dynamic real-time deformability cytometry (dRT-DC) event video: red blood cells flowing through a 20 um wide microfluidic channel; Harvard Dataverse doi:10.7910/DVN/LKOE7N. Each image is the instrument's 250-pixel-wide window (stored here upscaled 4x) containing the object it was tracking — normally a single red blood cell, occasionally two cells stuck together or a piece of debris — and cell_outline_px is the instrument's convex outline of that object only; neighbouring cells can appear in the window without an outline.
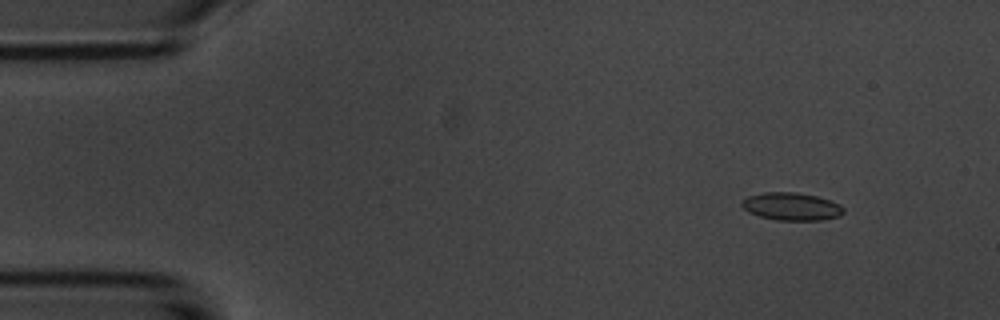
{"species": "common noctule bat (a hibernating species)", "species_latin": "Nyctalus noctula", "temperature_condition": "room temperature", "stored_images_in_passage": 6, "camera_frame_rate_fps": 3000, "um_per_image_px": 0.085, "animal": {"sex": "male", "body_mass_g": 20.1, "forearm_length_mm": 53.5}, "frame": {"image": 1, "passage_image": 6, "time_ms": 6.667, "image_size_px": [1000, 320], "cell_outline_px": [[844, 212], [840, 216], [820, 220], [776, 220], [760, 216], [748, 212], [740, 204], [748, 196], [764, 192], [796, 192], [816, 196], [840, 204], [844, 208]], "centroid_in_image_um": [67.28, 17.55], "position_along_channel_um": 17.7, "area_um2": 16.36}}